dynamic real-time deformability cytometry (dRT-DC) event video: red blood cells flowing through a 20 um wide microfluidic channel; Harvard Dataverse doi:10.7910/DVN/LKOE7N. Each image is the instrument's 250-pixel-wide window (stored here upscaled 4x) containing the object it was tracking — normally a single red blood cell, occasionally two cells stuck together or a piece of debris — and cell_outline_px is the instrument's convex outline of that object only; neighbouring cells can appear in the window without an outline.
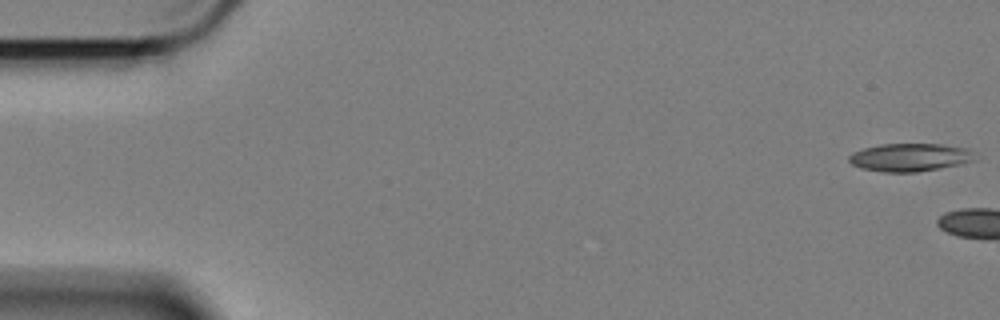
{"species": "Egyptian fruit bat (a non-hibernating species)", "species_latin": "Rousettus aegyptiacus", "temperature_condition": "cold", "stored_images_in_passage": 9, "camera_frame_rate_fps": 3000, "um_per_image_px": 0.085, "animal": {"sex": "female"}, "frame": {"image": 1, "passage_image": 1, "time_ms": 0.0, "image_size_px": [1000, 320], "cell_outline_px": [[972, 160], [960, 164], [916, 172], [884, 172], [860, 168], [852, 164], [848, 160], [848, 156], [852, 152], [864, 148], [880, 144], [940, 144], [968, 148]], "centroid_in_image_um": [77.24, 13.37], "position_along_channel_um": 7.8, "area_um2": 20.23}}